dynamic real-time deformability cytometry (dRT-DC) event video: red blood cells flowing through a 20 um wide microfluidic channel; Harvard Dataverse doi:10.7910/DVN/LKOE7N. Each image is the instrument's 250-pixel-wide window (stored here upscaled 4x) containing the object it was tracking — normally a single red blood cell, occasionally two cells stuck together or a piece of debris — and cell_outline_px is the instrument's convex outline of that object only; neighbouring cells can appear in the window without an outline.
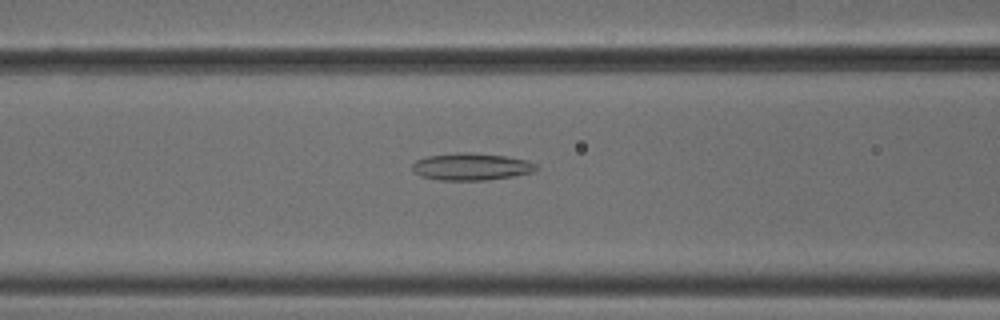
{"species": "common noctule bat (a hibernating species)", "species_latin": "Nyctalus noctula", "temperature_condition": "cold", "stored_images_in_passage": 53, "camera_frame_rate_fps": 3000, "um_per_image_px": 0.085, "animal": {"sex": "male", "body_mass_g": 18.8}, "frame": {"image": 1, "passage_image": 22, "time_ms": 7.0, "image_size_px": [1000, 320], "cell_outline_px": [[536, 168], [532, 172], [512, 176], [488, 180], [440, 180], [420, 176], [412, 168], [412, 164], [416, 160], [428, 156], [456, 152], [472, 152], [504, 156], [528, 160], [536, 164]], "centroid_in_image_um": [40.04, 14.16], "position_along_channel_um": 126.6, "area_um2": 19.54}}
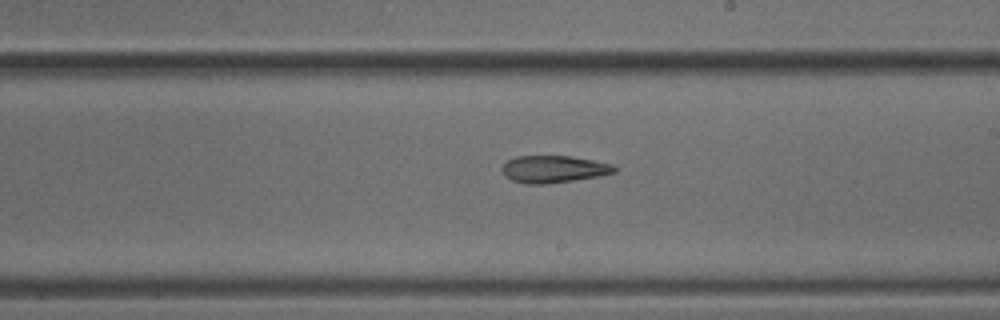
{"frame": {"image": 2, "passage_image": 31, "time_ms": 10.0, "image_size_px": [1000, 320], "cell_outline_px": [[616, 172], [600, 176], [544, 184], [528, 184], [512, 180], [504, 176], [500, 168], [508, 160], [516, 156], [572, 156], [612, 164], [616, 168]], "centroid_in_image_um": [47.04, 14.37], "position_along_channel_um": 242.0, "area_um2": 17.74}}
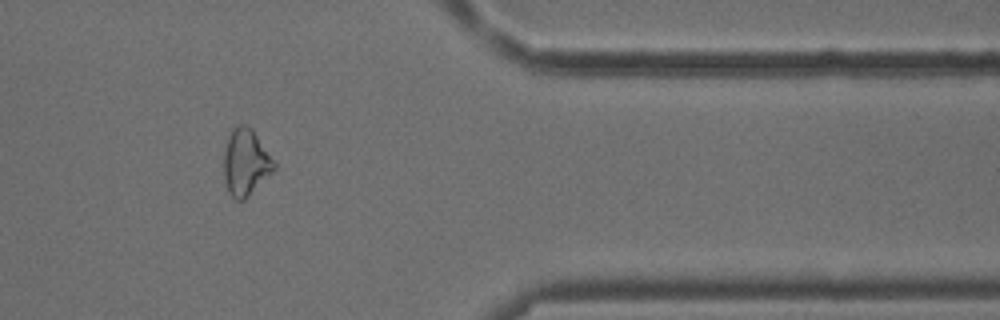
{"frame": {"image": 3, "passage_image": 44, "time_ms": 14.333, "image_size_px": [1000, 320], "cell_outline_px": [[276, 168], [244, 200], [236, 200], [228, 192], [224, 176], [224, 152], [228, 136], [232, 128], [240, 124], [244, 124], [252, 128], [276, 164]], "centroid_in_image_um": [20.87, 13.78], "position_along_channel_um": 390.5, "area_um2": 19.31}}